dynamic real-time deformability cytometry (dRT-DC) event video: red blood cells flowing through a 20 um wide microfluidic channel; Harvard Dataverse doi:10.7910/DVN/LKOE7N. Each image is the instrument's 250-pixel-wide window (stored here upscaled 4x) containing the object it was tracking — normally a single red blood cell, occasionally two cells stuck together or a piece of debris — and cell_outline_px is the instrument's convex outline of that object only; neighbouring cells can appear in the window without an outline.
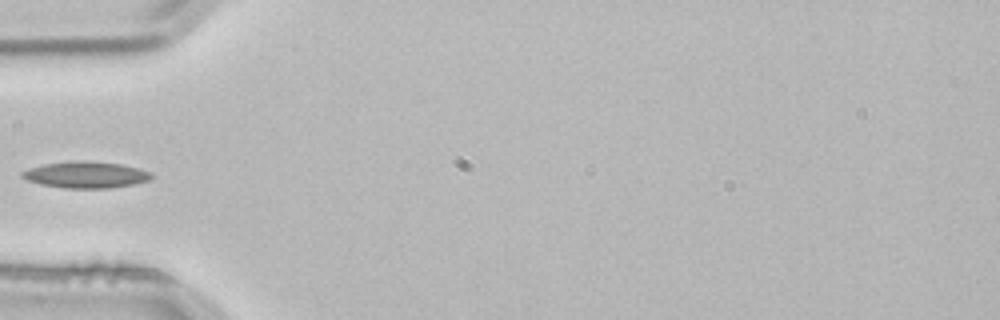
{"species": "common noctule bat (a hibernating species)", "species_latin": "Nyctalus noctula", "temperature_condition": "room temperature", "stored_images_in_passage": 2, "camera_frame_rate_fps": 3000, "um_per_image_px": 0.085, "animal": {"sex": "male", "body_mass_g": 21.5, "forearm_length_mm": 52.0}, "frame": {"image": 1, "passage_image": 2, "time_ms": 0.333, "image_size_px": [1000, 320], "cell_outline_px": [[152, 180], [132, 184], [108, 188], [64, 188], [40, 184], [28, 180], [20, 176], [20, 172], [28, 168], [44, 164], [76, 160], [84, 160], [120, 164], [140, 168], [152, 172]], "centroid_in_image_um": [7.3, 14.85], "position_along_channel_um": 77.7, "area_um2": 20.06}}